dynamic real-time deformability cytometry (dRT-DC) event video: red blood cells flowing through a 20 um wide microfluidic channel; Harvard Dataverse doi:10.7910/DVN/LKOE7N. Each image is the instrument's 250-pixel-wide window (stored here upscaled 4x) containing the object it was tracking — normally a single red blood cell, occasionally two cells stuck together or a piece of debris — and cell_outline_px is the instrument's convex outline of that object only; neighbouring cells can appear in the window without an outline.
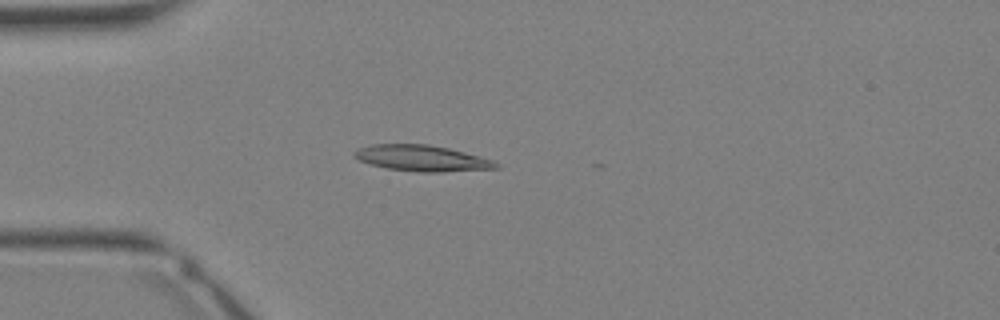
{"species": "Egyptian fruit bat (a non-hibernating species)", "species_latin": "Rousettus aegyptiacus", "temperature_condition": "warm", "stored_images_in_passage": 20, "camera_frame_rate_fps": 3000, "um_per_image_px": 0.085, "animal": {"sex": "female"}, "frame": {"image": 1, "passage_image": 10, "time_ms": 3.0, "image_size_px": [1000, 320], "cell_outline_px": [[500, 168], [444, 172], [416, 172], [388, 168], [372, 164], [360, 160], [352, 152], [356, 148], [372, 144], [428, 144], [448, 148], [464, 152], [492, 160], [500, 164]], "centroid_in_image_um": [35.87, 13.45], "position_along_channel_um": 49.1, "area_um2": 21.39}}
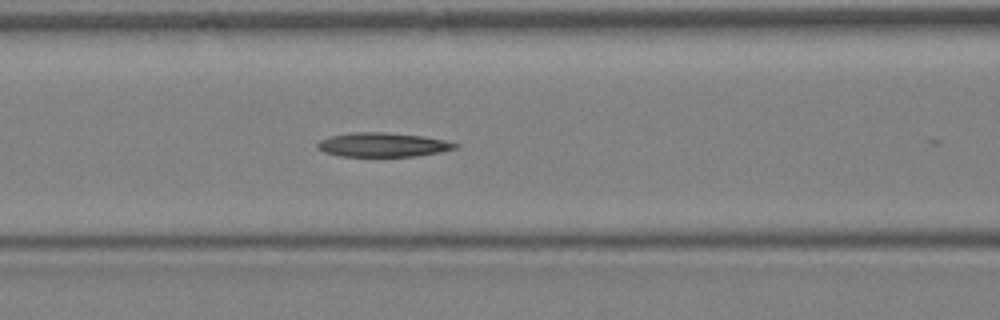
{"frame": {"image": 2, "passage_image": 15, "time_ms": 4.667, "image_size_px": [1000, 320], "cell_outline_px": [[460, 144], [456, 148], [440, 152], [416, 156], [340, 156], [324, 152], [316, 148], [316, 144], [320, 140], [328, 136], [352, 132], [384, 132], [424, 136], [444, 140]], "centroid_in_image_um": [32.51, 12.3], "position_along_channel_um": 134.1, "area_um2": 19.48}}
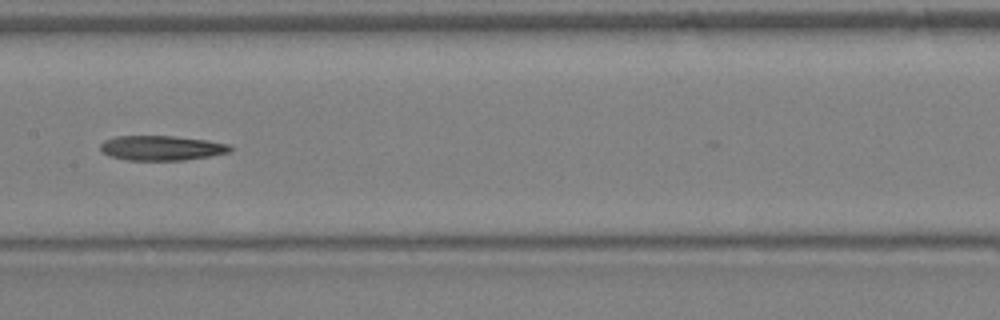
{"frame": {"image": 3, "passage_image": 18, "time_ms": 5.667, "image_size_px": [1000, 320], "cell_outline_px": [[232, 148], [228, 152], [208, 156], [184, 160], [128, 160], [112, 156], [104, 152], [100, 148], [100, 144], [104, 140], [116, 136], [176, 136], [208, 140], [232, 144]], "centroid_in_image_um": [13.76, 12.56], "position_along_channel_um": 193.6, "area_um2": 18.67}}